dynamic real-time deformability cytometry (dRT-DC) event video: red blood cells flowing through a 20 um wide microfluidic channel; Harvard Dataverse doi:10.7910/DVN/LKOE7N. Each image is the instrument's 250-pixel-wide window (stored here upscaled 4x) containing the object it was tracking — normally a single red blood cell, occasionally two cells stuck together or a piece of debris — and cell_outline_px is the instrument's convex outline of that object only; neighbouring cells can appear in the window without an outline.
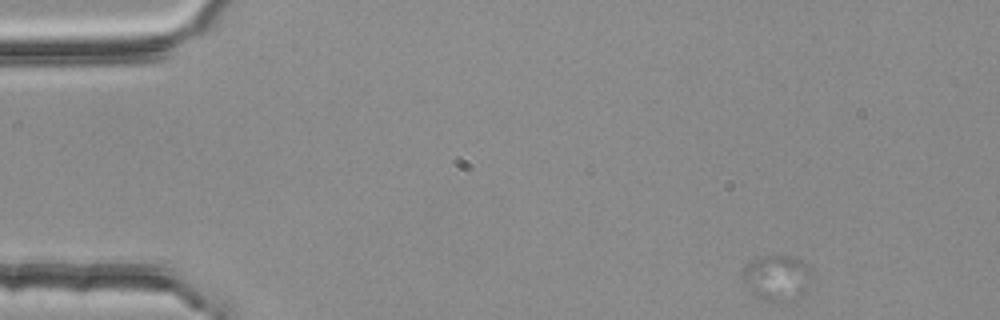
{"species": "common noctule bat (a hibernating species)", "species_latin": "Nyctalus noctula", "temperature_condition": "room temperature", "stored_images_in_passage": 4, "camera_frame_rate_fps": 3000, "um_per_image_px": 0.085, "animal": {"sex": "female", "body_mass_g": 25.1}, "frame": {"image": 1, "passage_image": 1, "time_ms": 0.0, "image_size_px": [1000, 320], "cell_outline_px": [[808, 272], [804, 292], [792, 304], [772, 304], [756, 296], [748, 288], [740, 276], [748, 260], [752, 256], [792, 256], [800, 260], [808, 268]], "centroid_in_image_um": [65.94, 23.66], "position_along_channel_um": 19.1, "area_um2": 18.67}}